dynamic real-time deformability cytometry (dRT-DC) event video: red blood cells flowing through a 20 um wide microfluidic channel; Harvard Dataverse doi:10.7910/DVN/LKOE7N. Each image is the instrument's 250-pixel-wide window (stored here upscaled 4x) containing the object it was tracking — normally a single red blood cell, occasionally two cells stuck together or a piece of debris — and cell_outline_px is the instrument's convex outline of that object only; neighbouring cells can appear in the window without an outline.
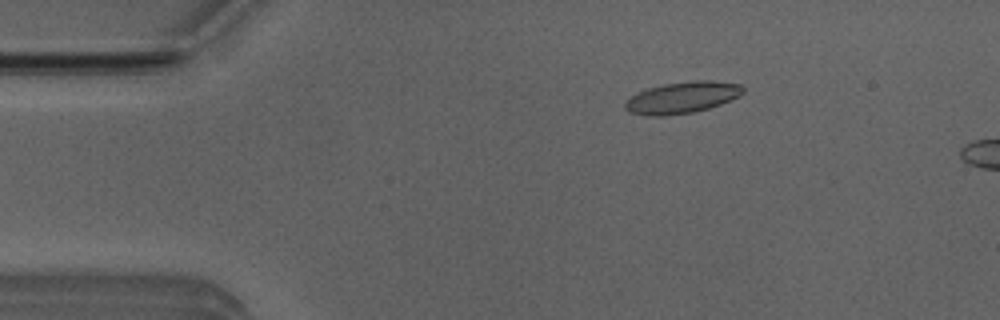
{"species": "Egyptian fruit bat (a non-hibernating species)", "species_latin": "Rousettus aegyptiacus", "temperature_condition": "room temperature", "stored_images_in_passage": 7, "camera_frame_rate_fps": 3000, "um_per_image_px": 0.085, "animal": {"sex": "male"}, "frame": {"image": 1, "passage_image": 1, "time_ms": 0.0, "image_size_px": [1000, 320], "cell_outline_px": [[744, 92], [740, 96], [720, 104], [708, 108], [692, 112], [664, 116], [648, 116], [628, 112], [624, 108], [624, 104], [632, 96], [648, 88], [660, 84], [692, 80], [712, 80], [740, 84], [744, 88]], "centroid_in_image_um": [57.99, 8.28], "position_along_channel_um": 27.0, "area_um2": 21.73}}